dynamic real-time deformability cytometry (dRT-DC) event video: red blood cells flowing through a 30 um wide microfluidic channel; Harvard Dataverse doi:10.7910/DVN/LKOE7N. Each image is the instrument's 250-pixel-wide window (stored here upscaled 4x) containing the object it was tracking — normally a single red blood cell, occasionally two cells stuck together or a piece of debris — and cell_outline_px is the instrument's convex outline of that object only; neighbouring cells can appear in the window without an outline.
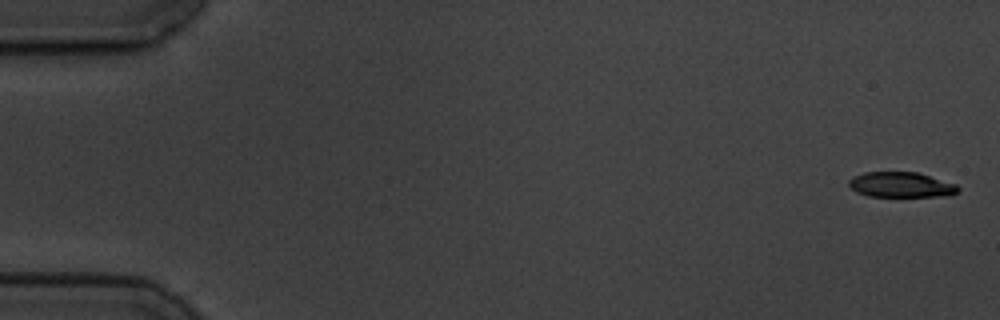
{"species": "common noctule bat (a hibernating species)", "species_latin": "Nyctalus noctula", "temperature_condition": "cold", "stored_images_in_passage": 15, "camera_frame_rate_fps": 3000, "um_per_image_px": 0.085, "animal": {"sex": "male", "body_mass_g": 19.5, "forearm_length_mm": 54.6}, "frame": {"image": 1, "passage_image": 1, "time_ms": 0.0, "image_size_px": [1000, 320], "cell_outline_px": [[960, 188], [956, 192], [948, 196], [868, 196], [856, 192], [848, 184], [848, 180], [852, 176], [864, 172], [916, 172], [956, 184]], "centroid_in_image_um": [76.55, 15.7], "position_along_channel_um": 8.4, "area_um2": 16.01}}
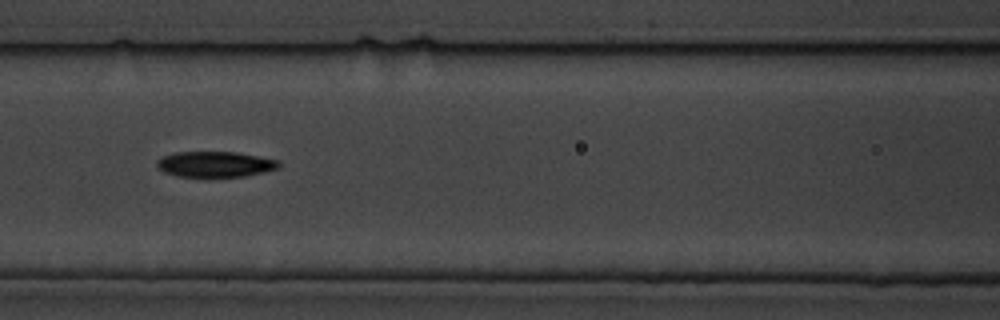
{"frame": {"image": 2, "passage_image": 7, "time_ms": 8.0, "image_size_px": [1000, 320], "cell_outline_px": [[280, 164], [276, 168], [244, 176], [176, 176], [164, 172], [156, 164], [156, 160], [172, 152], [236, 152], [276, 160]], "centroid_in_image_um": [18.2, 13.95], "position_along_channel_um": 148.4, "area_um2": 17.74}}
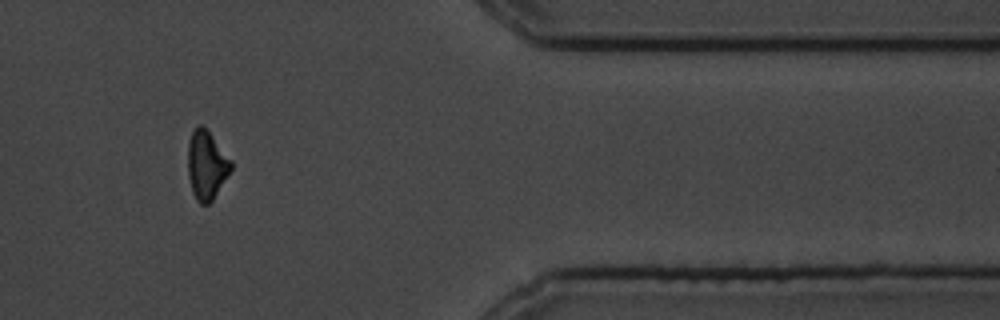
{"frame": {"image": 3, "passage_image": 13, "time_ms": 15.667, "image_size_px": [1000, 320], "cell_outline_px": [[232, 168], [212, 200], [208, 204], [200, 204], [196, 200], [192, 192], [188, 176], [188, 144], [192, 132], [200, 124], [208, 132], [232, 160]], "centroid_in_image_um": [17.54, 14.07], "position_along_channel_um": 393.9, "area_um2": 16.94}, "authors_computed_cell_mechanics": {"area_um2": 18.0336, "velocity_mm_per_s": 3.5156, "shape_relaxation_time_tau1_ms": 5.5359, "shape_relaxation_time_tau2_ms": null, "deformation_change_tau1": 0.1299, "deformation_change_tau2": null}}